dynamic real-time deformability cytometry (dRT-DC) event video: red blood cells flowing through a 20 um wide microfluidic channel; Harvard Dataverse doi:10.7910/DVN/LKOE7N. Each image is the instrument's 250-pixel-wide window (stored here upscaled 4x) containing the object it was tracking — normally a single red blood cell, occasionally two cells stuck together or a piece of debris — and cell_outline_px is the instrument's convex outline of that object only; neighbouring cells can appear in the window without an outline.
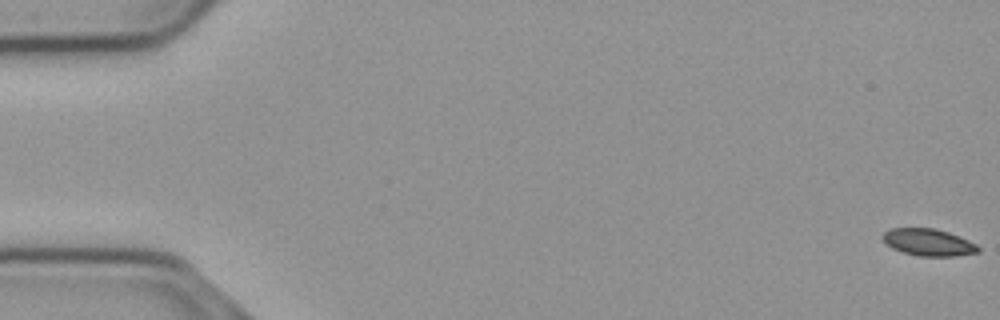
{"species": "common noctule bat (a hibernating species)", "species_latin": "Nyctalus noctula", "temperature_condition": "cold", "stored_images_in_passage": 58, "camera_frame_rate_fps": 3000, "um_per_image_px": 0.085, "animal": {"sex": "male", "body_mass_g": 23.1, "forearm_length_mm": 52.7}, "frame": {"image": 1, "passage_image": 1, "time_ms": 0.0, "image_size_px": [1000, 320], "cell_outline_px": [[980, 252], [956, 256], [920, 256], [904, 252], [892, 248], [880, 236], [888, 228], [936, 228], [948, 232], [968, 240], [976, 244], [980, 248]], "centroid_in_image_um": [78.92, 20.59], "position_along_channel_um": 6.1, "area_um2": 15.03}}
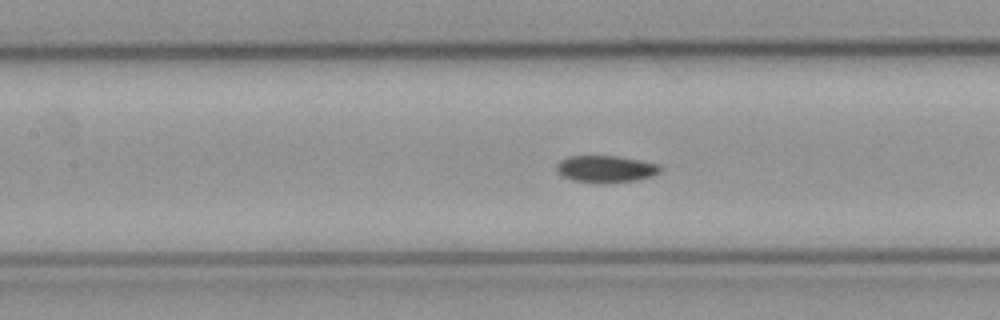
{"frame": {"image": 2, "passage_image": 26, "time_ms": 8.333, "image_size_px": [1000, 320], "cell_outline_px": [[660, 172], [652, 176], [636, 180], [604, 184], [596, 184], [572, 180], [560, 176], [556, 172], [556, 164], [560, 160], [568, 156], [616, 156], [640, 160], [660, 164]], "centroid_in_image_um": [51.44, 14.38], "position_along_channel_um": 156.0, "area_um2": 16.65}}
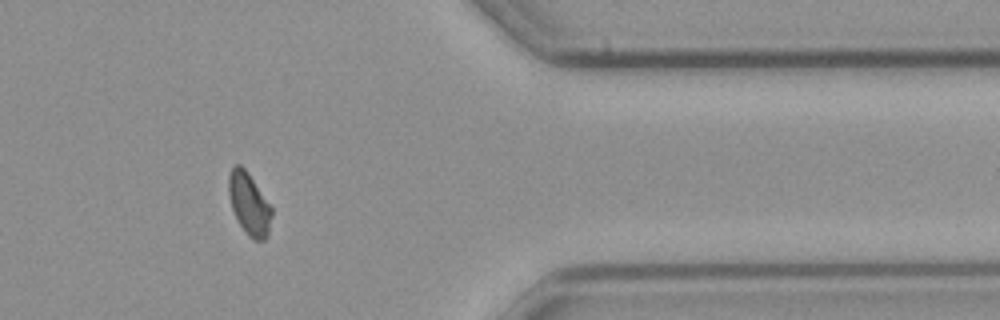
{"frame": {"image": 3, "passage_image": 47, "time_ms": 15.333, "image_size_px": [1000, 320], "cell_outline_px": [[272, 216], [268, 236], [264, 240], [252, 240], [248, 236], [236, 220], [232, 208], [228, 192], [228, 176], [232, 164], [240, 164], [248, 172], [272, 208]], "centroid_in_image_um": [21.16, 17.33], "position_along_channel_um": 390.2, "area_um2": 15.78}}